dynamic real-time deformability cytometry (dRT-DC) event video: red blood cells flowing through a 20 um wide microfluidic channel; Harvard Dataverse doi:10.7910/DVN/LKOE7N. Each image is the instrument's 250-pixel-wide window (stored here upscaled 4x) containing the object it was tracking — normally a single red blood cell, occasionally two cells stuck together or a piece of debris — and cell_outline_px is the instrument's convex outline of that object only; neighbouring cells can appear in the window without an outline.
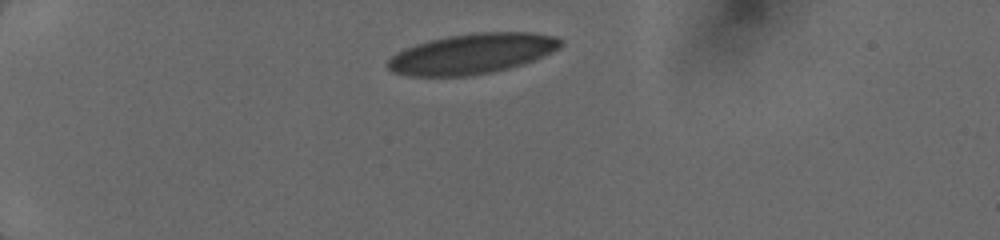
{"species": "human", "species_latin": "Homo sapiens", "temperature_condition": "cold", "stored_images_in_passage": 35, "camera_frame_rate_fps": 3000, "um_per_image_px": 0.085, "donor": {"sex": "female"}, "frame": {"image": 1, "passage_image": 1, "time_ms": 0.0, "image_size_px": [1000, 240], "cell_outline_px": [[564, 44], [560, 48], [552, 52], [532, 60], [508, 68], [492, 72], [464, 76], [408, 76], [392, 72], [388, 68], [388, 60], [396, 52], [404, 48], [428, 40], [448, 36], [472, 32], [532, 32], [556, 36], [564, 40]], "centroid_in_image_um": [40.13, 4.55], "position_along_channel_um": 44.9, "area_um2": 40.69}}
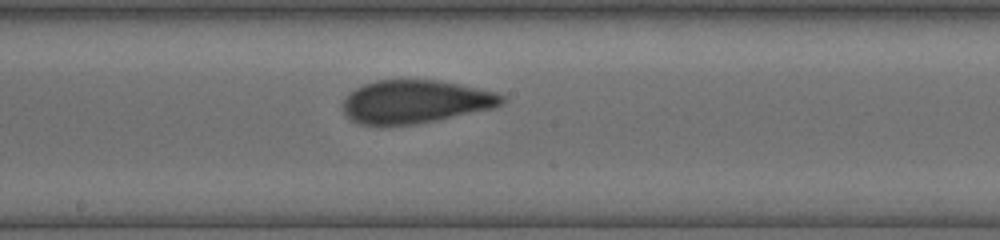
{"frame": {"image": 2, "passage_image": 15, "time_ms": 5.333, "image_size_px": [1000, 240], "cell_outline_px": [[504, 100], [500, 104], [492, 108], [436, 120], [416, 124], [380, 128], [360, 124], [348, 120], [340, 104], [348, 92], [364, 84], [376, 80], [436, 80], [460, 84], [496, 92], [504, 96]], "centroid_in_image_um": [35.18, 8.67], "position_along_channel_um": 213.0, "area_um2": 40.69}}
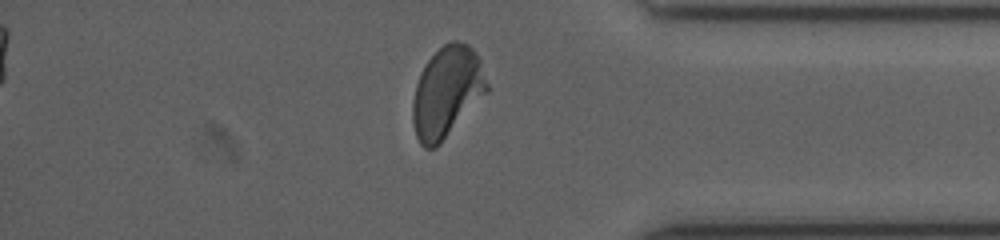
{"frame": {"image": 3, "passage_image": 28, "time_ms": 10.0, "image_size_px": [1000, 240], "cell_outline_px": [[488, 92], [440, 144], [436, 148], [424, 148], [420, 144], [416, 136], [412, 120], [412, 104], [416, 84], [420, 72], [428, 60], [444, 44], [452, 40], [456, 40], [468, 44], [472, 48], [480, 60], [488, 84]], "centroid_in_image_um": [37.98, 7.83], "position_along_channel_um": 397.2, "area_um2": 39.3}}